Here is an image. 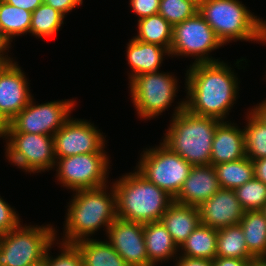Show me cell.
Here are the masks:
<instances>
[{
	"instance_id": "1",
	"label": "cell",
	"mask_w": 266,
	"mask_h": 266,
	"mask_svg": "<svg viewBox=\"0 0 266 266\" xmlns=\"http://www.w3.org/2000/svg\"><path fill=\"white\" fill-rule=\"evenodd\" d=\"M224 61L190 64L186 71L185 109L224 121L237 100L238 78Z\"/></svg>"
},
{
	"instance_id": "2",
	"label": "cell",
	"mask_w": 266,
	"mask_h": 266,
	"mask_svg": "<svg viewBox=\"0 0 266 266\" xmlns=\"http://www.w3.org/2000/svg\"><path fill=\"white\" fill-rule=\"evenodd\" d=\"M73 191V198L68 203L64 225L63 243L74 244L89 239L101 227L108 231L117 219L116 194L113 185ZM107 189V190H106ZM96 231V232H95Z\"/></svg>"
},
{
	"instance_id": "3",
	"label": "cell",
	"mask_w": 266,
	"mask_h": 266,
	"mask_svg": "<svg viewBox=\"0 0 266 266\" xmlns=\"http://www.w3.org/2000/svg\"><path fill=\"white\" fill-rule=\"evenodd\" d=\"M175 108L162 143L192 166L210 165L214 133L222 121L190 113L185 99Z\"/></svg>"
},
{
	"instance_id": "4",
	"label": "cell",
	"mask_w": 266,
	"mask_h": 266,
	"mask_svg": "<svg viewBox=\"0 0 266 266\" xmlns=\"http://www.w3.org/2000/svg\"><path fill=\"white\" fill-rule=\"evenodd\" d=\"M122 176L113 184L117 218L142 224L160 221L174 198L136 170Z\"/></svg>"
},
{
	"instance_id": "5",
	"label": "cell",
	"mask_w": 266,
	"mask_h": 266,
	"mask_svg": "<svg viewBox=\"0 0 266 266\" xmlns=\"http://www.w3.org/2000/svg\"><path fill=\"white\" fill-rule=\"evenodd\" d=\"M198 12L223 44L238 40L266 43V21L239 0H200Z\"/></svg>"
},
{
	"instance_id": "6",
	"label": "cell",
	"mask_w": 266,
	"mask_h": 266,
	"mask_svg": "<svg viewBox=\"0 0 266 266\" xmlns=\"http://www.w3.org/2000/svg\"><path fill=\"white\" fill-rule=\"evenodd\" d=\"M55 227L22 226L0 235V266H35L44 261L47 248L57 239Z\"/></svg>"
},
{
	"instance_id": "7",
	"label": "cell",
	"mask_w": 266,
	"mask_h": 266,
	"mask_svg": "<svg viewBox=\"0 0 266 266\" xmlns=\"http://www.w3.org/2000/svg\"><path fill=\"white\" fill-rule=\"evenodd\" d=\"M142 153L135 170L175 198L189 176L192 165L162 142L157 147L146 148Z\"/></svg>"
},
{
	"instance_id": "8",
	"label": "cell",
	"mask_w": 266,
	"mask_h": 266,
	"mask_svg": "<svg viewBox=\"0 0 266 266\" xmlns=\"http://www.w3.org/2000/svg\"><path fill=\"white\" fill-rule=\"evenodd\" d=\"M173 75L155 71L129 81L137 116L147 120L155 118L171 106L178 91V81Z\"/></svg>"
},
{
	"instance_id": "9",
	"label": "cell",
	"mask_w": 266,
	"mask_h": 266,
	"mask_svg": "<svg viewBox=\"0 0 266 266\" xmlns=\"http://www.w3.org/2000/svg\"><path fill=\"white\" fill-rule=\"evenodd\" d=\"M6 158L28 173L52 170L56 165L53 136L24 132H5Z\"/></svg>"
},
{
	"instance_id": "10",
	"label": "cell",
	"mask_w": 266,
	"mask_h": 266,
	"mask_svg": "<svg viewBox=\"0 0 266 266\" xmlns=\"http://www.w3.org/2000/svg\"><path fill=\"white\" fill-rule=\"evenodd\" d=\"M224 44L210 25L197 12L194 16L173 26V38L170 56L195 57L192 64L218 62L209 57L210 52ZM197 57V58H196Z\"/></svg>"
},
{
	"instance_id": "11",
	"label": "cell",
	"mask_w": 266,
	"mask_h": 266,
	"mask_svg": "<svg viewBox=\"0 0 266 266\" xmlns=\"http://www.w3.org/2000/svg\"><path fill=\"white\" fill-rule=\"evenodd\" d=\"M104 149L99 153L56 158V178L59 183L72 191L107 185L110 160Z\"/></svg>"
},
{
	"instance_id": "12",
	"label": "cell",
	"mask_w": 266,
	"mask_h": 266,
	"mask_svg": "<svg viewBox=\"0 0 266 266\" xmlns=\"http://www.w3.org/2000/svg\"><path fill=\"white\" fill-rule=\"evenodd\" d=\"M33 98L8 124L5 132H24L31 134H54L70 118L75 100L50 101L35 104Z\"/></svg>"
},
{
	"instance_id": "13",
	"label": "cell",
	"mask_w": 266,
	"mask_h": 266,
	"mask_svg": "<svg viewBox=\"0 0 266 266\" xmlns=\"http://www.w3.org/2000/svg\"><path fill=\"white\" fill-rule=\"evenodd\" d=\"M102 134L90 121L70 117L53 136L55 157L99 153L106 144Z\"/></svg>"
},
{
	"instance_id": "14",
	"label": "cell",
	"mask_w": 266,
	"mask_h": 266,
	"mask_svg": "<svg viewBox=\"0 0 266 266\" xmlns=\"http://www.w3.org/2000/svg\"><path fill=\"white\" fill-rule=\"evenodd\" d=\"M106 236L109 239L107 242L129 266H149L144 224L117 218L108 228Z\"/></svg>"
},
{
	"instance_id": "15",
	"label": "cell",
	"mask_w": 266,
	"mask_h": 266,
	"mask_svg": "<svg viewBox=\"0 0 266 266\" xmlns=\"http://www.w3.org/2000/svg\"><path fill=\"white\" fill-rule=\"evenodd\" d=\"M13 58L0 71V118L8 124L33 97L24 71Z\"/></svg>"
},
{
	"instance_id": "16",
	"label": "cell",
	"mask_w": 266,
	"mask_h": 266,
	"mask_svg": "<svg viewBox=\"0 0 266 266\" xmlns=\"http://www.w3.org/2000/svg\"><path fill=\"white\" fill-rule=\"evenodd\" d=\"M198 210L201 224L217 230L239 224L245 212L234 190L224 188L204 201Z\"/></svg>"
},
{
	"instance_id": "17",
	"label": "cell",
	"mask_w": 266,
	"mask_h": 266,
	"mask_svg": "<svg viewBox=\"0 0 266 266\" xmlns=\"http://www.w3.org/2000/svg\"><path fill=\"white\" fill-rule=\"evenodd\" d=\"M220 189L217 174L212 165L192 166L174 201L199 207Z\"/></svg>"
},
{
	"instance_id": "18",
	"label": "cell",
	"mask_w": 266,
	"mask_h": 266,
	"mask_svg": "<svg viewBox=\"0 0 266 266\" xmlns=\"http://www.w3.org/2000/svg\"><path fill=\"white\" fill-rule=\"evenodd\" d=\"M229 121H222L215 130L210 165L241 160L245 155L244 129Z\"/></svg>"
},
{
	"instance_id": "19",
	"label": "cell",
	"mask_w": 266,
	"mask_h": 266,
	"mask_svg": "<svg viewBox=\"0 0 266 266\" xmlns=\"http://www.w3.org/2000/svg\"><path fill=\"white\" fill-rule=\"evenodd\" d=\"M127 60L131 73L129 81L135 76L159 71L163 56H170L169 51L160 45L144 43L134 37L127 44Z\"/></svg>"
},
{
	"instance_id": "20",
	"label": "cell",
	"mask_w": 266,
	"mask_h": 266,
	"mask_svg": "<svg viewBox=\"0 0 266 266\" xmlns=\"http://www.w3.org/2000/svg\"><path fill=\"white\" fill-rule=\"evenodd\" d=\"M160 221L179 248L201 224L198 207L173 202Z\"/></svg>"
},
{
	"instance_id": "21",
	"label": "cell",
	"mask_w": 266,
	"mask_h": 266,
	"mask_svg": "<svg viewBox=\"0 0 266 266\" xmlns=\"http://www.w3.org/2000/svg\"><path fill=\"white\" fill-rule=\"evenodd\" d=\"M144 240L149 266H156L158 262H168L172 257L177 258L176 252L179 248L161 221L144 224Z\"/></svg>"
},
{
	"instance_id": "22",
	"label": "cell",
	"mask_w": 266,
	"mask_h": 266,
	"mask_svg": "<svg viewBox=\"0 0 266 266\" xmlns=\"http://www.w3.org/2000/svg\"><path fill=\"white\" fill-rule=\"evenodd\" d=\"M82 256L83 266H129L106 241L84 239L74 243Z\"/></svg>"
},
{
	"instance_id": "23",
	"label": "cell",
	"mask_w": 266,
	"mask_h": 266,
	"mask_svg": "<svg viewBox=\"0 0 266 266\" xmlns=\"http://www.w3.org/2000/svg\"><path fill=\"white\" fill-rule=\"evenodd\" d=\"M248 251L255 258L266 257V218L261 210L246 211L240 221Z\"/></svg>"
},
{
	"instance_id": "24",
	"label": "cell",
	"mask_w": 266,
	"mask_h": 266,
	"mask_svg": "<svg viewBox=\"0 0 266 266\" xmlns=\"http://www.w3.org/2000/svg\"><path fill=\"white\" fill-rule=\"evenodd\" d=\"M216 248L217 229L199 224L179 250L183 252L181 256L213 260L216 257Z\"/></svg>"
},
{
	"instance_id": "25",
	"label": "cell",
	"mask_w": 266,
	"mask_h": 266,
	"mask_svg": "<svg viewBox=\"0 0 266 266\" xmlns=\"http://www.w3.org/2000/svg\"><path fill=\"white\" fill-rule=\"evenodd\" d=\"M137 21L138 35L134 37L135 39L144 43L160 45L170 51L173 26L164 17L158 13Z\"/></svg>"
},
{
	"instance_id": "26",
	"label": "cell",
	"mask_w": 266,
	"mask_h": 266,
	"mask_svg": "<svg viewBox=\"0 0 266 266\" xmlns=\"http://www.w3.org/2000/svg\"><path fill=\"white\" fill-rule=\"evenodd\" d=\"M32 12L0 2V33L11 45L15 36L29 34Z\"/></svg>"
},
{
	"instance_id": "27",
	"label": "cell",
	"mask_w": 266,
	"mask_h": 266,
	"mask_svg": "<svg viewBox=\"0 0 266 266\" xmlns=\"http://www.w3.org/2000/svg\"><path fill=\"white\" fill-rule=\"evenodd\" d=\"M216 257L254 259L248 251L240 224L217 230Z\"/></svg>"
},
{
	"instance_id": "28",
	"label": "cell",
	"mask_w": 266,
	"mask_h": 266,
	"mask_svg": "<svg viewBox=\"0 0 266 266\" xmlns=\"http://www.w3.org/2000/svg\"><path fill=\"white\" fill-rule=\"evenodd\" d=\"M220 188L235 189L252 180L254 168L252 160L244 157L241 160H235L227 163L214 165Z\"/></svg>"
},
{
	"instance_id": "29",
	"label": "cell",
	"mask_w": 266,
	"mask_h": 266,
	"mask_svg": "<svg viewBox=\"0 0 266 266\" xmlns=\"http://www.w3.org/2000/svg\"><path fill=\"white\" fill-rule=\"evenodd\" d=\"M64 18L62 13L43 2L32 12L29 33L36 38L53 37L64 24Z\"/></svg>"
},
{
	"instance_id": "30",
	"label": "cell",
	"mask_w": 266,
	"mask_h": 266,
	"mask_svg": "<svg viewBox=\"0 0 266 266\" xmlns=\"http://www.w3.org/2000/svg\"><path fill=\"white\" fill-rule=\"evenodd\" d=\"M248 113L244 127L245 155L253 161L266 157V124L251 110Z\"/></svg>"
},
{
	"instance_id": "31",
	"label": "cell",
	"mask_w": 266,
	"mask_h": 266,
	"mask_svg": "<svg viewBox=\"0 0 266 266\" xmlns=\"http://www.w3.org/2000/svg\"><path fill=\"white\" fill-rule=\"evenodd\" d=\"M244 211L261 210L266 204V184L255 177L234 189Z\"/></svg>"
},
{
	"instance_id": "32",
	"label": "cell",
	"mask_w": 266,
	"mask_h": 266,
	"mask_svg": "<svg viewBox=\"0 0 266 266\" xmlns=\"http://www.w3.org/2000/svg\"><path fill=\"white\" fill-rule=\"evenodd\" d=\"M198 3L197 0H161L158 13L174 26L194 16Z\"/></svg>"
},
{
	"instance_id": "33",
	"label": "cell",
	"mask_w": 266,
	"mask_h": 266,
	"mask_svg": "<svg viewBox=\"0 0 266 266\" xmlns=\"http://www.w3.org/2000/svg\"><path fill=\"white\" fill-rule=\"evenodd\" d=\"M52 245H54V242L45 252L44 262L47 266H83L81 253L74 244L60 242L58 247H61V254L55 258L51 257L49 253Z\"/></svg>"
},
{
	"instance_id": "34",
	"label": "cell",
	"mask_w": 266,
	"mask_h": 266,
	"mask_svg": "<svg viewBox=\"0 0 266 266\" xmlns=\"http://www.w3.org/2000/svg\"><path fill=\"white\" fill-rule=\"evenodd\" d=\"M16 212L0 196V235L8 233L20 224L21 219Z\"/></svg>"
},
{
	"instance_id": "35",
	"label": "cell",
	"mask_w": 266,
	"mask_h": 266,
	"mask_svg": "<svg viewBox=\"0 0 266 266\" xmlns=\"http://www.w3.org/2000/svg\"><path fill=\"white\" fill-rule=\"evenodd\" d=\"M132 11L140 20L151 15L158 14L161 0H129Z\"/></svg>"
},
{
	"instance_id": "36",
	"label": "cell",
	"mask_w": 266,
	"mask_h": 266,
	"mask_svg": "<svg viewBox=\"0 0 266 266\" xmlns=\"http://www.w3.org/2000/svg\"><path fill=\"white\" fill-rule=\"evenodd\" d=\"M44 3L66 16V13L82 5L83 0H44Z\"/></svg>"
},
{
	"instance_id": "37",
	"label": "cell",
	"mask_w": 266,
	"mask_h": 266,
	"mask_svg": "<svg viewBox=\"0 0 266 266\" xmlns=\"http://www.w3.org/2000/svg\"><path fill=\"white\" fill-rule=\"evenodd\" d=\"M213 266H251L253 259L215 257Z\"/></svg>"
},
{
	"instance_id": "38",
	"label": "cell",
	"mask_w": 266,
	"mask_h": 266,
	"mask_svg": "<svg viewBox=\"0 0 266 266\" xmlns=\"http://www.w3.org/2000/svg\"><path fill=\"white\" fill-rule=\"evenodd\" d=\"M178 258V259H177ZM175 266H213V261L208 259L178 256Z\"/></svg>"
},
{
	"instance_id": "39",
	"label": "cell",
	"mask_w": 266,
	"mask_h": 266,
	"mask_svg": "<svg viewBox=\"0 0 266 266\" xmlns=\"http://www.w3.org/2000/svg\"><path fill=\"white\" fill-rule=\"evenodd\" d=\"M4 1L15 7L23 8L30 12H33L37 7H39L44 2V0H4Z\"/></svg>"
},
{
	"instance_id": "40",
	"label": "cell",
	"mask_w": 266,
	"mask_h": 266,
	"mask_svg": "<svg viewBox=\"0 0 266 266\" xmlns=\"http://www.w3.org/2000/svg\"><path fill=\"white\" fill-rule=\"evenodd\" d=\"M252 163L255 178L266 184V157L253 160Z\"/></svg>"
},
{
	"instance_id": "41",
	"label": "cell",
	"mask_w": 266,
	"mask_h": 266,
	"mask_svg": "<svg viewBox=\"0 0 266 266\" xmlns=\"http://www.w3.org/2000/svg\"><path fill=\"white\" fill-rule=\"evenodd\" d=\"M251 111L262 121L266 124V99L262 101V103L257 104L254 106Z\"/></svg>"
},
{
	"instance_id": "42",
	"label": "cell",
	"mask_w": 266,
	"mask_h": 266,
	"mask_svg": "<svg viewBox=\"0 0 266 266\" xmlns=\"http://www.w3.org/2000/svg\"><path fill=\"white\" fill-rule=\"evenodd\" d=\"M6 51H0V71L4 68V66L11 60L10 57H8Z\"/></svg>"
},
{
	"instance_id": "43",
	"label": "cell",
	"mask_w": 266,
	"mask_h": 266,
	"mask_svg": "<svg viewBox=\"0 0 266 266\" xmlns=\"http://www.w3.org/2000/svg\"><path fill=\"white\" fill-rule=\"evenodd\" d=\"M10 48V44L4 39L2 34L0 33V51H7Z\"/></svg>"
},
{
	"instance_id": "44",
	"label": "cell",
	"mask_w": 266,
	"mask_h": 266,
	"mask_svg": "<svg viewBox=\"0 0 266 266\" xmlns=\"http://www.w3.org/2000/svg\"><path fill=\"white\" fill-rule=\"evenodd\" d=\"M251 266H266V257L254 258Z\"/></svg>"
},
{
	"instance_id": "45",
	"label": "cell",
	"mask_w": 266,
	"mask_h": 266,
	"mask_svg": "<svg viewBox=\"0 0 266 266\" xmlns=\"http://www.w3.org/2000/svg\"><path fill=\"white\" fill-rule=\"evenodd\" d=\"M6 130V124L0 118V138H4V133Z\"/></svg>"
},
{
	"instance_id": "46",
	"label": "cell",
	"mask_w": 266,
	"mask_h": 266,
	"mask_svg": "<svg viewBox=\"0 0 266 266\" xmlns=\"http://www.w3.org/2000/svg\"><path fill=\"white\" fill-rule=\"evenodd\" d=\"M262 213L264 214L265 218H266V204L265 206L261 209Z\"/></svg>"
},
{
	"instance_id": "47",
	"label": "cell",
	"mask_w": 266,
	"mask_h": 266,
	"mask_svg": "<svg viewBox=\"0 0 266 266\" xmlns=\"http://www.w3.org/2000/svg\"><path fill=\"white\" fill-rule=\"evenodd\" d=\"M35 266H47V265H46V263L43 261V262H41V263H39V264H37V265H35Z\"/></svg>"
}]
</instances>
